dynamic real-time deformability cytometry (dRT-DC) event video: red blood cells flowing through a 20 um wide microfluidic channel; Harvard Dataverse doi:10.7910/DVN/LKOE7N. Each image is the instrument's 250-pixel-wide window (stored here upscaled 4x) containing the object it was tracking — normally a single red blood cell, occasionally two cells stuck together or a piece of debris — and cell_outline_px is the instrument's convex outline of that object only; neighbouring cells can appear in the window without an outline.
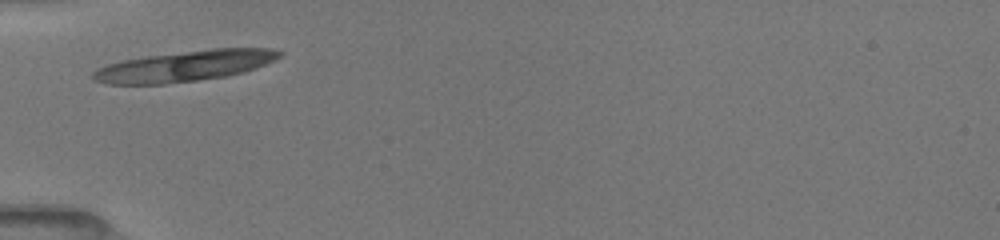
{"species": "common noctule bat (a hibernating species)", "species_latin": "Nyctalus noctula", "temperature_condition": "room temperature", "stored_images_in_passage": 4, "camera_frame_rate_fps": 3000, "um_per_image_px": 0.085, "animal": {"sex": "female", "body_mass_g": 19.5, "forearm_length_mm": 54.1}, "frame": {"image": 1, "passage_image": 1, "time_ms": 0.0, "image_size_px": [1000, 240], "cell_outline_px": [[284, 52], [280, 56], [256, 68], [244, 72], [224, 76], [196, 80], [164, 84], [108, 84], [96, 80], [92, 76], [92, 72], [96, 68], [108, 64], [124, 60], [144, 56], [212, 48], [272, 48]], "centroid_in_image_um": [15.69, 5.6], "position_along_channel_um": 69.3, "area_um2": 33.18}}